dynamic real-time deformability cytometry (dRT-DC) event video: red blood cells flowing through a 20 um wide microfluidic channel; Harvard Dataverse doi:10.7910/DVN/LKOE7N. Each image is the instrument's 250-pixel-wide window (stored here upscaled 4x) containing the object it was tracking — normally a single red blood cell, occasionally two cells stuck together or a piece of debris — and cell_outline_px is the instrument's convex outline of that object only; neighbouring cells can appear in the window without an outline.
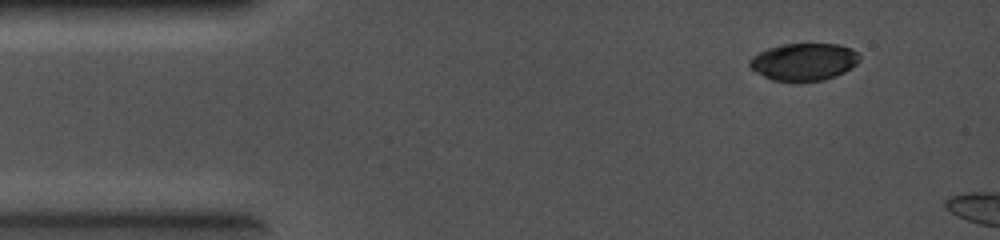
{"species": "common noctule bat (a hibernating species)", "species_latin": "Nyctalus noctula", "temperature_condition": "cold", "stored_images_in_passage": 5, "camera_frame_rate_fps": 5000, "um_per_image_px": 0.085, "animal": {"sex": "female", "body_mass_g": 19.0, "forearm_length_mm": 56.7}, "frame": {"image": 1, "passage_image": 1, "time_ms": 0.0, "image_size_px": [1000, 240], "cell_outline_px": [[860, 60], [856, 64], [844, 72], [836, 76], [824, 80], [796, 84], [772, 80], [748, 68], [748, 60], [752, 56], [768, 48], [784, 44], [840, 44], [852, 48], [860, 56]], "centroid_in_image_um": [68.3, 5.29], "position_along_channel_um": 16.7, "area_um2": 24.57}}